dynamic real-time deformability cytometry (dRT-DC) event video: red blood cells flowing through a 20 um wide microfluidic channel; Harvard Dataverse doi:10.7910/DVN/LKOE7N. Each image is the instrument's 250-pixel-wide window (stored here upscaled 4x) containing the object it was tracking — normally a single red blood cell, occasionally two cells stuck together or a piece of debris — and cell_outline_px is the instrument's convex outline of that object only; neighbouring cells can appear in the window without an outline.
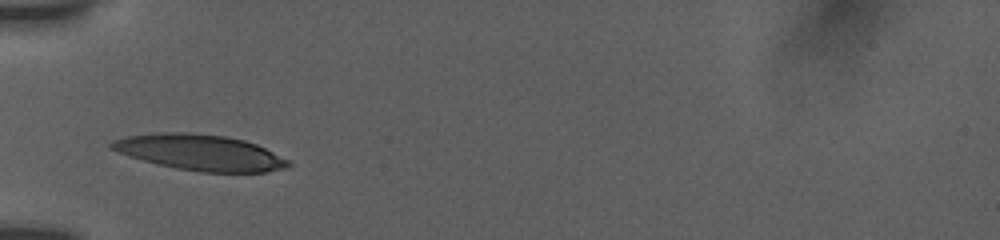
{"species": "human", "species_latin": "Homo sapiens", "temperature_condition": "room temperature", "stored_images_in_passage": 37, "camera_frame_rate_fps": 3000, "um_per_image_px": 0.085, "donor": {"sex": "female"}, "frame": {"image": 1, "passage_image": 1, "time_ms": 0.0, "image_size_px": [1000, 240], "cell_outline_px": [[292, 164], [288, 168], [264, 172], [200, 172], [176, 168], [128, 156], [108, 148], [108, 144], [112, 140], [128, 136], [160, 132], [188, 132], [224, 136], [244, 140], [256, 144], [288, 160]], "centroid_in_image_um": [16.98, 12.96], "position_along_channel_um": 68.0, "area_um2": 36.76}}
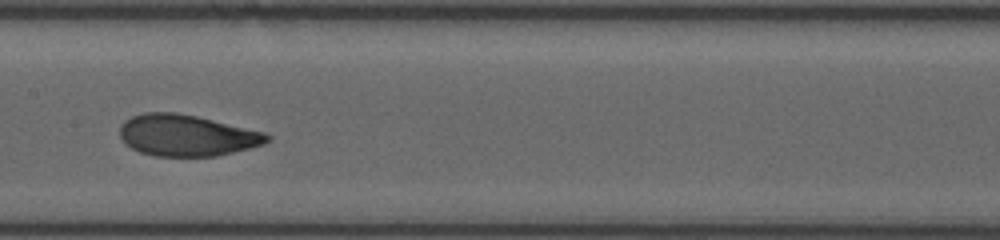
{"frame": {"image": 2, "passage_image": 15, "time_ms": 3.333, "image_size_px": [1000, 240], "cell_outline_px": [[272, 140], [264, 144], [216, 156], [156, 156], [140, 152], [124, 144], [120, 136], [120, 124], [124, 120], [132, 116], [144, 112], [176, 112], [196, 116], [264, 132], [272, 136]], "centroid_in_image_um": [15.85, 11.5], "position_along_channel_um": 191.6, "area_um2": 35.55}}
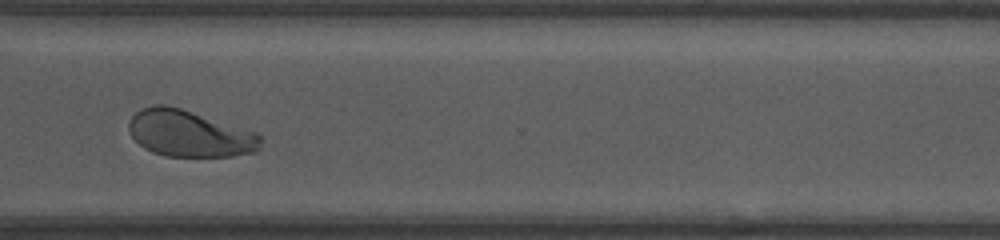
{"frame": {"image": 3, "passage_image": 32, "time_ms": 7.667, "image_size_px": [1000, 240], "cell_outline_px": [[260, 148], [256, 152], [232, 156], [164, 156], [152, 152], [144, 148], [132, 136], [128, 128], [128, 120], [136, 112], [152, 104], [168, 104], [256, 132], [260, 136]], "centroid_in_image_um": [16.08, 11.35], "position_along_channel_um": 354.5, "area_um2": 35.72}, "authors_computed_cell_mechanics": {"area_um2": 35.4314, "velocity_mm_per_s": 3.7772, "shape_relaxation_time_tau1_ms": 3.195, "shape_relaxation_time_tau2_ms": 0.9612, "deformation_change_tau1": 0.1513, "deformation_change_tau2": 0.0612}}